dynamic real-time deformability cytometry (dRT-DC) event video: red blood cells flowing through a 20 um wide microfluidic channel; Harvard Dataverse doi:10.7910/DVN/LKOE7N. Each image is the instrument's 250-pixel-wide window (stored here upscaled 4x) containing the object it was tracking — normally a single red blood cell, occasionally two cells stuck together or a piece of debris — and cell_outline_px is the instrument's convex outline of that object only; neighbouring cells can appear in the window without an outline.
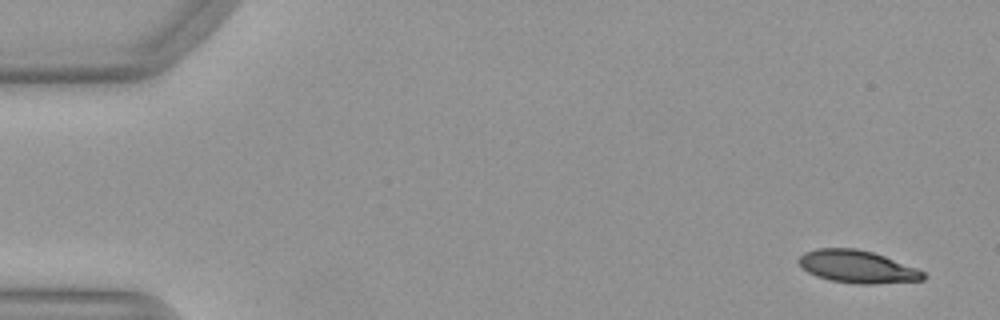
{"species": "Egyptian fruit bat (a non-hibernating species)", "species_latin": "Rousettus aegyptiacus", "temperature_condition": "warm", "stored_images_in_passage": 51, "camera_frame_rate_fps": 3000, "um_per_image_px": 0.085, "animal": {"sex": "female"}, "frame": {"image": 1, "passage_image": 3, "time_ms": 0.667, "image_size_px": [1000, 320], "cell_outline_px": [[928, 276], [924, 280], [872, 284], [856, 284], [828, 280], [816, 276], [808, 272], [796, 260], [804, 252], [816, 248], [856, 248], [872, 252], [884, 256], [916, 268], [924, 272]], "centroid_in_image_um": [72.86, 22.67], "position_along_channel_um": 12.1, "area_um2": 23.7}}
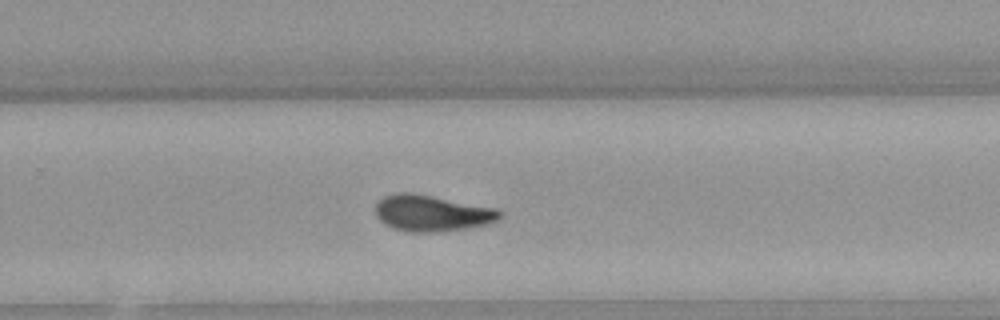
{"frame": {"image": 2, "passage_image": 34, "time_ms": 11.0, "image_size_px": [1000, 320], "cell_outline_px": [[500, 216], [496, 220], [488, 224], [468, 228], [432, 232], [408, 232], [392, 228], [384, 224], [376, 216], [376, 200], [384, 196], [400, 192], [408, 192], [432, 196], [496, 208], [500, 212]], "centroid_in_image_um": [36.65, 18.12], "position_along_channel_um": 293.1, "area_um2": 26.13}}
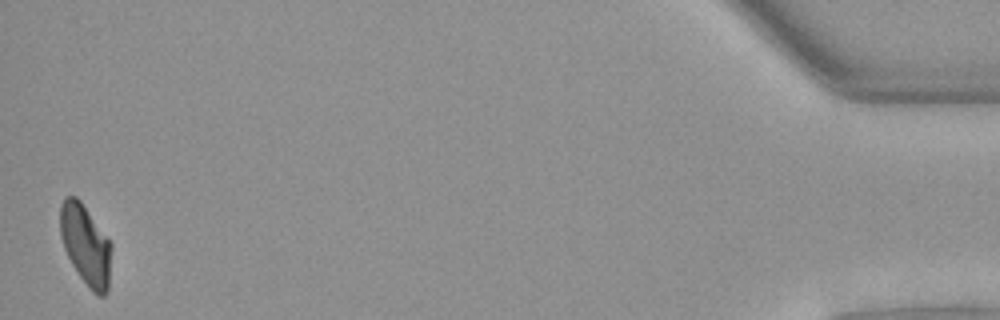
{"frame": {"image": 3, "passage_image": 51, "time_ms": 16.667, "image_size_px": [1000, 320], "cell_outline_px": [[112, 248], [108, 292], [104, 296], [96, 296], [92, 292], [80, 276], [72, 264], [64, 248], [60, 236], [60, 204], [64, 196], [76, 196], [80, 200], [112, 244]], "centroid_in_image_um": [7.28, 20.83], "position_along_channel_um": 427.9, "area_um2": 24.1}, "authors_computed_cell_mechanics": {"area_um2": 25.0274, "velocity_mm_per_s": 3.9855, "shape_relaxation_time_tau1_ms": 8.6414, "shape_relaxation_time_tau2_ms": 4.0257, "deformation_change_tau1": 0.2238, "deformation_change_tau2": 0.1005}}